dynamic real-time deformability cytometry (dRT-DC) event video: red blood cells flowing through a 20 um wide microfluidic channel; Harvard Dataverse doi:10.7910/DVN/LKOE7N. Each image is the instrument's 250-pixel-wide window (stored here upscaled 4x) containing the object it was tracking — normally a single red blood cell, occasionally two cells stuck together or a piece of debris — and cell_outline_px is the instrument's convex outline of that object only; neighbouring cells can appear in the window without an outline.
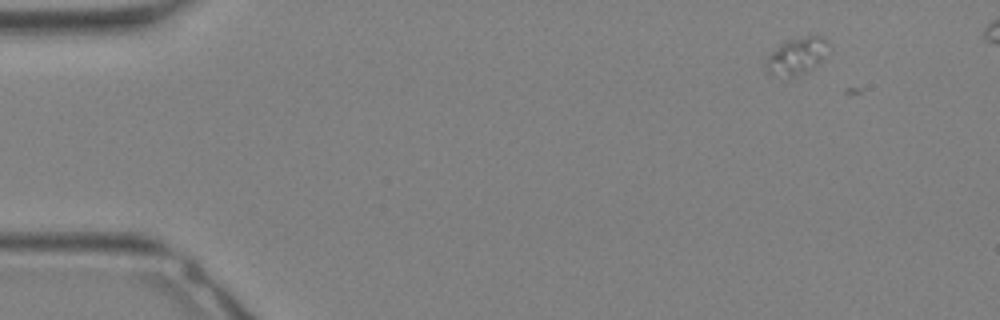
{"species": "Egyptian fruit bat (a non-hibernating species)", "species_latin": "Rousettus aegyptiacus", "temperature_condition": "warm", "stored_images_in_passage": 3, "camera_frame_rate_fps": 3000, "um_per_image_px": 0.085, "animal": {"sex": "female"}, "frame": {"image": 1, "passage_image": 1, "time_ms": 0.0, "image_size_px": [1000, 320], "cell_outline_px": [[832, 52], [812, 68], [796, 76], [788, 76], [768, 72], [764, 68], [764, 60], [780, 44], [788, 40], [804, 36], [824, 36]], "centroid_in_image_um": [67.77, 4.73], "position_along_channel_um": 17.2, "area_um2": 13.53}}